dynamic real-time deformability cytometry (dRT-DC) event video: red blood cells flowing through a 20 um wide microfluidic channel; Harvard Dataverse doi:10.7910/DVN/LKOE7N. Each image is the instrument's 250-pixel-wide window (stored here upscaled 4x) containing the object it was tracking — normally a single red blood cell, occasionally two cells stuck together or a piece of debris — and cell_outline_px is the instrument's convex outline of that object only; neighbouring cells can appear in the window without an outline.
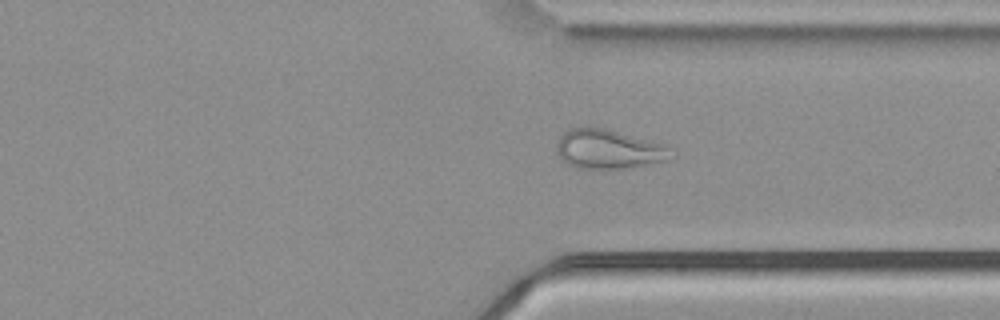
{"species": "common noctule bat (a hibernating species)", "species_latin": "Nyctalus noctula", "temperature_condition": "cold", "stored_images_in_passage": 24, "camera_frame_rate_fps": 3000, "um_per_image_px": 0.085, "animal": {"sex": "male", "body_mass_g": 21.5, "forearm_length_mm": 52.0}, "frame": {"image": 1, "passage_image": 21, "time_ms": 6.667, "image_size_px": [1000, 320], "cell_outline_px": [[668, 148], [664, 160], [632, 168], [576, 168], [568, 164], [560, 156], [556, 148], [556, 144], [560, 136], [564, 132], [572, 128], [588, 124], [604, 128], [664, 144]], "centroid_in_image_um": [51.61, 12.65], "position_along_channel_um": 359.8, "area_um2": 25.84}}